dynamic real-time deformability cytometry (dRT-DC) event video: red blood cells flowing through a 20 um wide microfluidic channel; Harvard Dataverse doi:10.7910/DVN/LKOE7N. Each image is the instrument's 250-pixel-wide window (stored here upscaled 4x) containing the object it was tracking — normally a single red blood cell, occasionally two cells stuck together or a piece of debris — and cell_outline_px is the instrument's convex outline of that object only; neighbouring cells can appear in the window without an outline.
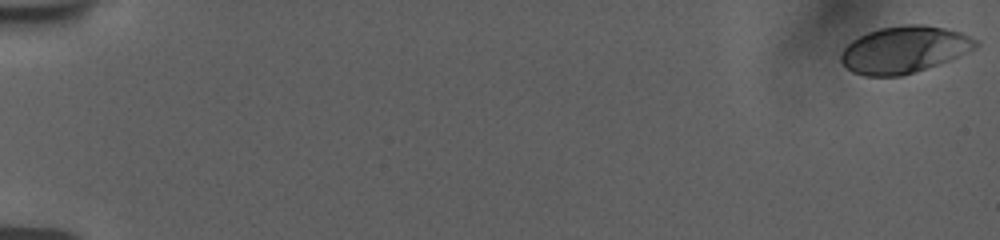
{"species": "human", "species_latin": "Homo sapiens", "temperature_condition": "room temperature", "stored_images_in_passage": 56, "camera_frame_rate_fps": 3000, "um_per_image_px": 0.085, "donor": {"sex": "female"}, "frame": {"image": 1, "passage_image": 1, "time_ms": 0.0, "image_size_px": [1000, 240], "cell_outline_px": [[980, 44], [976, 48], [948, 60], [900, 76], [864, 76], [852, 72], [840, 60], [840, 52], [852, 40], [868, 32], [880, 28], [904, 24], [924, 24], [944, 28], [960, 32], [980, 40]], "centroid_in_image_um": [76.85, 4.2], "position_along_channel_um": 8.1, "area_um2": 36.59}}
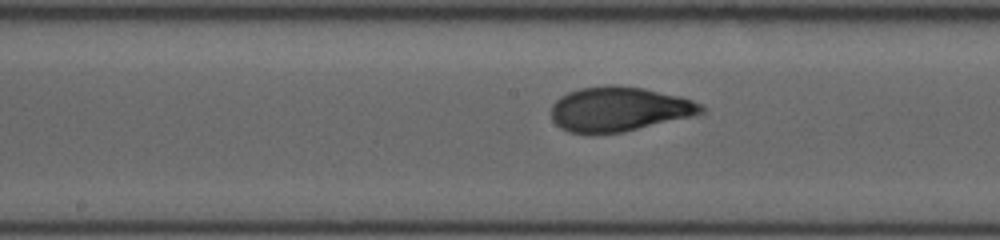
{"frame": {"image": 2, "passage_image": 31, "time_ms": 10.0, "image_size_px": [1000, 240], "cell_outline_px": [[708, 108], [704, 112], [692, 116], [624, 132], [592, 136], [588, 136], [568, 132], [560, 128], [552, 120], [552, 104], [560, 96], [568, 92], [580, 88], [608, 84], [612, 84], [644, 88], [692, 100], [704, 104]], "centroid_in_image_um": [52.59, 9.3], "position_along_channel_um": 195.6, "area_um2": 39.71}}
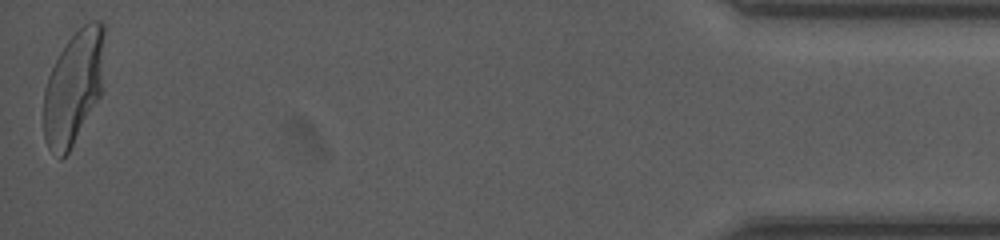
{"frame": {"image": 3, "passage_image": 56, "time_ms": 18.333, "image_size_px": [1000, 240], "cell_outline_px": [[104, 36], [100, 96], [68, 152], [60, 160], [48, 148], [44, 140], [44, 88], [48, 76], [60, 52], [68, 40], [88, 20], [104, 20]], "centroid_in_image_um": [6.24, 7.41], "position_along_channel_um": 429.0, "area_um2": 39.88}, "authors_computed_cell_mechanics": {"area_um2": 37.9746, "velocity_mm_per_s": 3.765, "shape_relaxation_time_tau1_ms": 4.8898, "shape_relaxation_time_tau2_ms": null, "deformation_change_tau1": 0.211, "deformation_change_tau2": null}}